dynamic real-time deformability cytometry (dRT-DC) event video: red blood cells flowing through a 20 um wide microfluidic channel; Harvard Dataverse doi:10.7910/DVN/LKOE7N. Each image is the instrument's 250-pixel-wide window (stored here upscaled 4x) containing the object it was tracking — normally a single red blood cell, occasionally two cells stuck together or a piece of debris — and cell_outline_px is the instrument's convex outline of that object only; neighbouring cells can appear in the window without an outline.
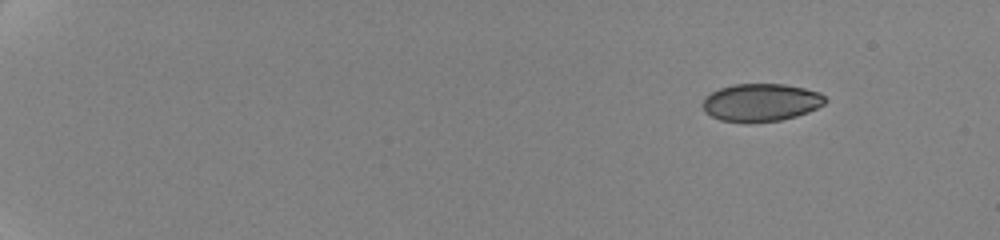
{"species": "human", "species_latin": "Homo sapiens", "temperature_condition": "cold", "stored_images_in_passage": 15, "camera_frame_rate_fps": 3000, "um_per_image_px": 0.085, "donor": {"sex": "female"}, "frame": {"image": 1, "passage_image": 1, "time_ms": 0.0, "image_size_px": [1000, 240], "cell_outline_px": [[828, 100], [824, 104], [808, 112], [796, 116], [780, 120], [720, 120], [704, 112], [704, 100], [712, 92], [720, 88], [732, 84], [784, 84], [804, 88], [820, 92]], "centroid_in_image_um": [64.73, 8.67], "position_along_channel_um": 20.3, "area_um2": 26.24}}
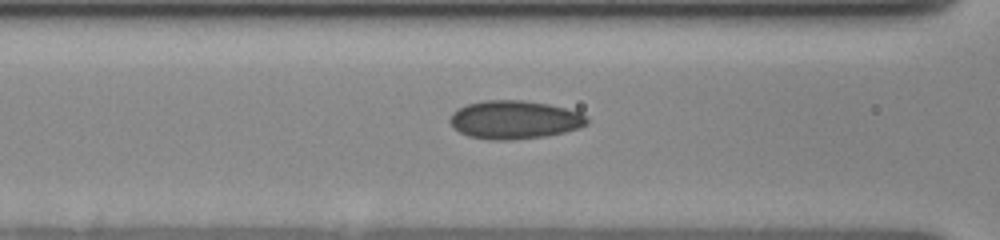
{"frame": {"image": 2, "passage_image": 9, "time_ms": 7.333, "image_size_px": [1000, 240], "cell_outline_px": [[588, 124], [580, 128], [564, 132], [544, 136], [512, 140], [492, 140], [468, 136], [452, 128], [448, 120], [452, 112], [468, 104], [484, 100], [520, 100], [548, 104], [580, 112], [588, 120]], "centroid_in_image_um": [43.7, 10.18], "position_along_channel_um": 122.9, "area_um2": 30.63}}
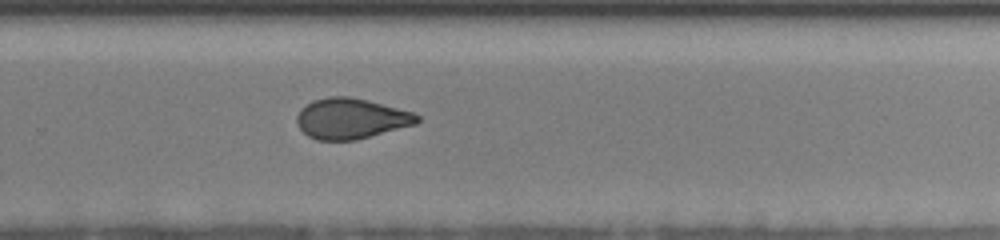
{"frame": {"image": 3, "passage_image": 15, "time_ms": 12.333, "image_size_px": [1000, 240], "cell_outline_px": [[420, 120], [416, 124], [356, 140], [316, 140], [308, 136], [300, 128], [296, 120], [296, 116], [300, 108], [312, 100], [328, 96], [348, 96], [368, 100], [412, 112], [420, 116]], "centroid_in_image_um": [29.81, 10.07], "position_along_channel_um": 300.0, "area_um2": 28.5}}